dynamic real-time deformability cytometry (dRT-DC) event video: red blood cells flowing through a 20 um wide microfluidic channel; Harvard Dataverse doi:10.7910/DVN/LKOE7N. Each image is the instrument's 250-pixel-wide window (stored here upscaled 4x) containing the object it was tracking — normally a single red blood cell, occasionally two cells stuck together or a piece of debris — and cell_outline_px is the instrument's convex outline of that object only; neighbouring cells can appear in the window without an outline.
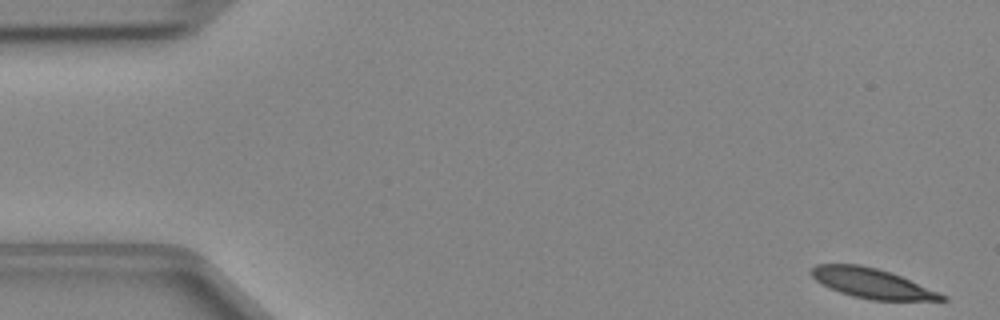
{"species": "Egyptian fruit bat (a non-hibernating species)", "species_latin": "Rousettus aegyptiacus", "temperature_condition": "cold", "stored_images_in_passage": 47, "camera_frame_rate_fps": 3000, "um_per_image_px": 0.085, "animal": {"sex": "female"}, "frame": {"image": 1, "passage_image": 1, "time_ms": 0.0, "image_size_px": [1000, 320], "cell_outline_px": [[948, 300], [872, 300], [840, 292], [816, 280], [808, 272], [816, 264], [860, 264], [876, 268], [900, 276], [948, 296]], "centroid_in_image_um": [74.11, 24.07], "position_along_channel_um": 10.9, "area_um2": 22.2}}
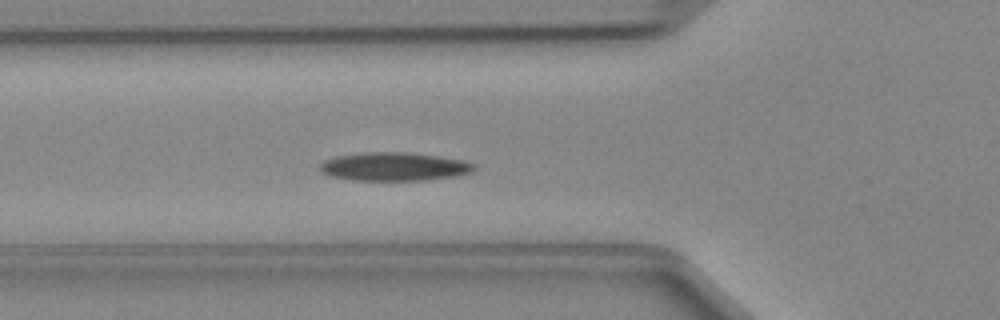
{"frame": {"image": 2, "passage_image": 16, "time_ms": 5.0, "image_size_px": [1000, 320], "cell_outline_px": [[476, 168], [472, 172], [456, 176], [424, 180], [352, 180], [332, 176], [320, 172], [316, 168], [324, 160], [336, 156], [364, 152], [400, 152], [436, 156], [460, 160], [476, 164]], "centroid_in_image_um": [33.45, 14.17], "position_along_channel_um": 92.3, "area_um2": 25.49}}
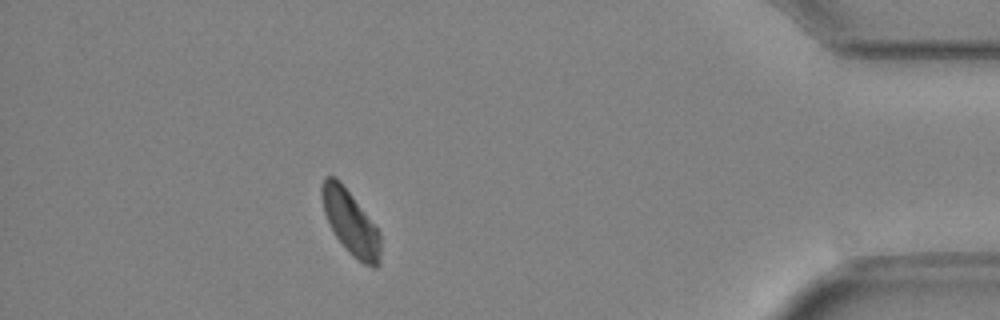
{"frame": {"image": 3, "passage_image": 42, "time_ms": 13.667, "image_size_px": [1000, 320], "cell_outline_px": [[380, 264], [376, 268], [372, 268], [364, 264], [352, 256], [336, 236], [324, 212], [320, 192], [320, 188], [324, 176], [336, 176], [340, 180], [380, 232]], "centroid_in_image_um": [29.79, 18.9], "position_along_channel_um": 405.4, "area_um2": 21.85}}